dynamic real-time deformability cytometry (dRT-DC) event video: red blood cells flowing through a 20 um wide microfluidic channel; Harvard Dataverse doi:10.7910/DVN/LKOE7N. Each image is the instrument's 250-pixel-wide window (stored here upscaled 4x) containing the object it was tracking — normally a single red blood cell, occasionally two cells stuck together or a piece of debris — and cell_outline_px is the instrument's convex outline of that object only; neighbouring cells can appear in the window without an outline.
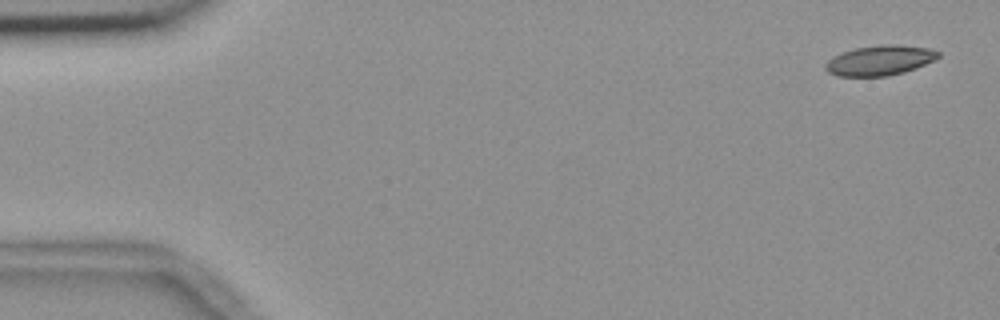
{"species": "common noctule bat (a hibernating species)", "species_latin": "Nyctalus noctula", "temperature_condition": "room temperature", "stored_images_in_passage": 56, "camera_frame_rate_fps": 3000, "um_per_image_px": 0.085, "animal": {"sex": "female", "body_mass_g": 18.4}, "frame": {"image": 1, "passage_image": 2, "time_ms": 0.333, "image_size_px": [1000, 320], "cell_outline_px": [[940, 56], [936, 60], [916, 68], [904, 72], [888, 76], [840, 76], [828, 72], [824, 68], [824, 64], [832, 56], [856, 48], [880, 44], [896, 44], [928, 48], [940, 52]], "centroid_in_image_um": [74.8, 5.13], "position_along_channel_um": 10.2, "area_um2": 19.83}}
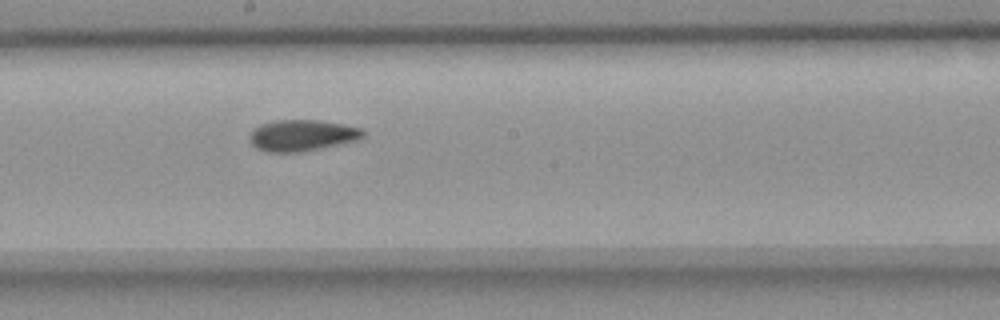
{"frame": {"image": 2, "passage_image": 30, "time_ms": 9.667, "image_size_px": [1000, 320], "cell_outline_px": [[364, 136], [356, 140], [296, 152], [268, 152], [256, 148], [252, 144], [248, 136], [252, 128], [260, 124], [276, 120], [320, 120], [344, 124], [360, 128], [364, 132]], "centroid_in_image_um": [25.6, 11.48], "position_along_channel_um": 222.6, "area_um2": 20.46}}
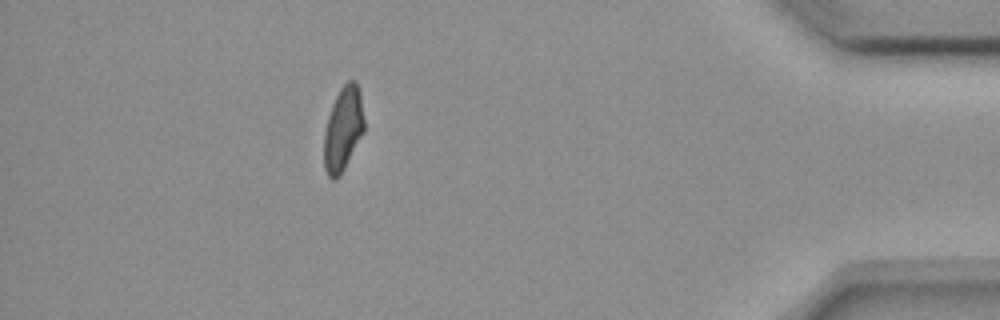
{"frame": {"image": 3, "passage_image": 49, "time_ms": 16.0, "image_size_px": [1000, 320], "cell_outline_px": [[364, 132], [340, 176], [336, 180], [332, 180], [328, 176], [324, 168], [324, 132], [328, 116], [332, 104], [340, 88], [348, 80], [356, 80], [360, 92], [364, 120]], "centroid_in_image_um": [29.16, 10.97], "position_along_channel_um": 406.0, "area_um2": 19.83}, "authors_computed_cell_mechanics": {"area_um2": 20.2589, "velocity_mm_per_s": 3.6768, "shape_relaxation_time_tau1_ms": null, "shape_relaxation_time_tau2_ms": 4.4074, "deformation_change_tau1": null, "deformation_change_tau2": 0.0738}}